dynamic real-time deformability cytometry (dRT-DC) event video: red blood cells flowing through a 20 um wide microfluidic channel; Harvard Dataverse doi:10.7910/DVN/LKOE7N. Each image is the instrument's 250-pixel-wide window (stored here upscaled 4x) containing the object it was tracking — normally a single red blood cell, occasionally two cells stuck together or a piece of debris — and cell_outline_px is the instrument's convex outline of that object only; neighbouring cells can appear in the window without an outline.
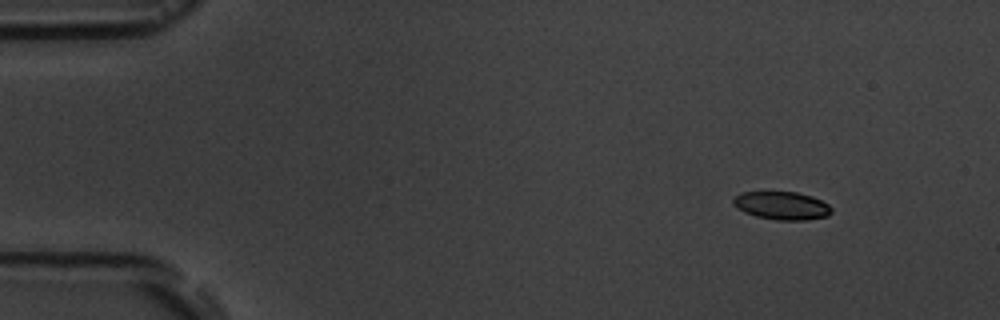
{"species": "common noctule bat (a hibernating species)", "species_latin": "Nyctalus noctula", "temperature_condition": "room temperature", "stored_images_in_passage": 5, "camera_frame_rate_fps": 3000, "um_per_image_px": 0.085, "animal": {"sex": "male", "body_mass_g": 19.5, "forearm_length_mm": 54.6}, "frame": {"image": 1, "passage_image": 1, "time_ms": 0.0, "image_size_px": [1000, 320], "cell_outline_px": [[832, 212], [828, 216], [804, 220], [776, 220], [756, 216], [744, 212], [736, 208], [732, 204], [732, 200], [740, 192], [796, 192], [812, 196], [828, 204], [832, 208]], "centroid_in_image_um": [66.44, 17.48], "position_along_channel_um": 18.6, "area_um2": 16.13}}
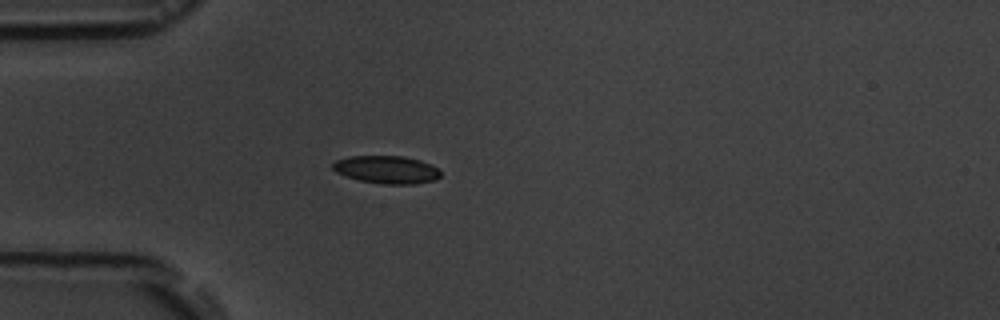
{"frame": {"image": 2, "passage_image": 4, "time_ms": 3.333, "image_size_px": [1000, 320], "cell_outline_px": [[440, 176], [436, 180], [416, 184], [380, 184], [360, 180], [336, 172], [332, 168], [332, 164], [336, 160], [348, 156], [404, 156], [420, 160], [440, 168]], "centroid_in_image_um": [32.9, 14.41], "position_along_channel_um": 52.1, "area_um2": 17.57}}